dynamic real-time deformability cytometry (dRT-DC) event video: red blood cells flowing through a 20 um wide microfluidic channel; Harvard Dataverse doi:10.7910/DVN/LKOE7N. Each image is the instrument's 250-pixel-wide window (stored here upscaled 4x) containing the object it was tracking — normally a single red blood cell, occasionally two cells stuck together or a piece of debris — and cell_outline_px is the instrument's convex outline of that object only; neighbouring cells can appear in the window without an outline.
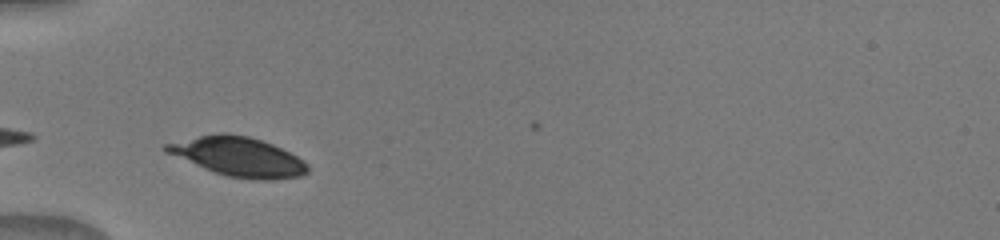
{"species": "human", "species_latin": "Homo sapiens", "temperature_condition": "warm", "stored_images_in_passage": 7, "camera_frame_rate_fps": 3000, "um_per_image_px": 0.085, "donor": {"sex": "male"}, "frame": {"image": 1, "passage_image": 1, "time_ms": 0.0, "image_size_px": [1000, 240], "cell_outline_px": [[308, 172], [300, 176], [272, 180], [260, 180], [228, 176], [204, 168], [164, 152], [160, 148], [164, 144], [200, 136], [220, 132], [224, 132], [248, 136], [272, 144], [304, 160], [308, 164]], "centroid_in_image_um": [20.24, 13.31], "position_along_channel_um": 64.8, "area_um2": 32.08}}
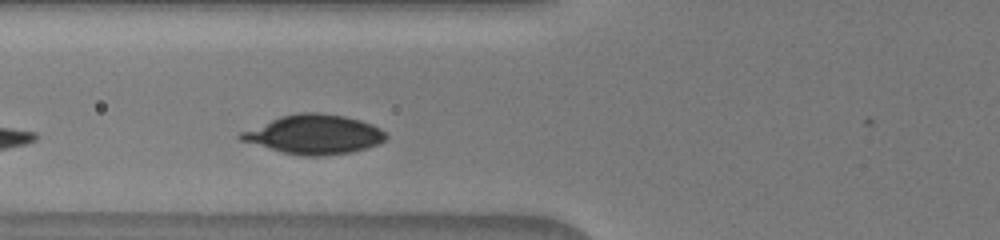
{"frame": {"image": 2, "passage_image": 4, "time_ms": 1.0, "image_size_px": [1000, 240], "cell_outline_px": [[388, 136], [380, 144], [368, 148], [352, 152], [324, 156], [300, 156], [284, 152], [240, 140], [236, 136], [240, 132], [280, 116], [300, 112], [320, 112], [344, 116], [360, 120], [372, 124], [380, 128]], "centroid_in_image_um": [26.73, 11.42], "position_along_channel_um": 99.1, "area_um2": 33.23}}